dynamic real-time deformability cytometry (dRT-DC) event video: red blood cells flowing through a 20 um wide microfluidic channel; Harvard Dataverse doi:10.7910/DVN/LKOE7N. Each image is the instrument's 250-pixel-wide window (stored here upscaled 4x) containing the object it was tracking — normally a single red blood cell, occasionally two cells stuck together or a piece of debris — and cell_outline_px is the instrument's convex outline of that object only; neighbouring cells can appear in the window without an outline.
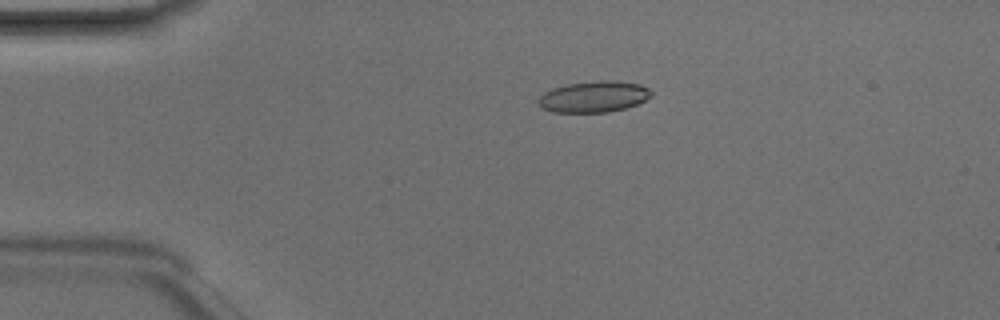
{"species": "Egyptian fruit bat (a non-hibernating species)", "species_latin": "Rousettus aegyptiacus", "temperature_condition": "room temperature", "stored_images_in_passage": 48, "camera_frame_rate_fps": 3000, "um_per_image_px": 0.085, "animal": {"sex": "male"}, "frame": {"image": 1, "passage_image": 10, "time_ms": 3.0, "image_size_px": [1000, 320], "cell_outline_px": [[652, 96], [636, 104], [624, 108], [608, 112], [552, 112], [540, 108], [536, 104], [536, 100], [544, 92], [552, 88], [568, 84], [604, 80], [612, 80], [640, 84], [648, 88], [652, 92]], "centroid_in_image_um": [50.42, 8.22], "position_along_channel_um": 34.6, "area_um2": 20.58}}
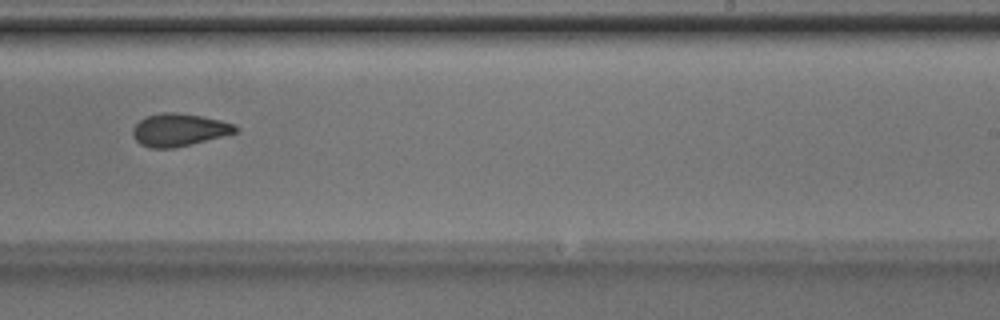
{"frame": {"image": 2, "passage_image": 30, "time_ms": 9.667, "image_size_px": [1000, 320], "cell_outline_px": [[236, 132], [192, 144], [172, 148], [148, 148], [140, 144], [132, 136], [132, 128], [144, 116], [164, 112], [176, 112], [200, 116], [220, 120], [236, 124]], "centroid_in_image_um": [15.16, 11.04], "position_along_channel_um": 273.8, "area_um2": 19.48}}
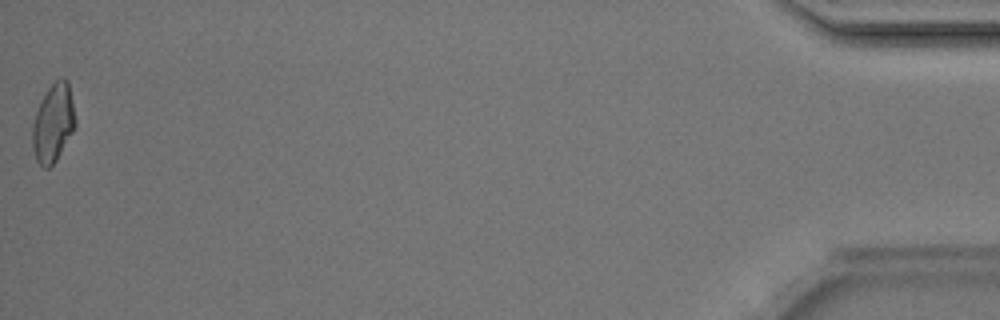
{"frame": {"image": 3, "passage_image": 48, "time_ms": 15.667, "image_size_px": [1000, 320], "cell_outline_px": [[76, 124], [72, 132], [56, 160], [48, 168], [44, 168], [36, 160], [32, 148], [32, 124], [36, 112], [48, 88], [56, 80], [68, 80], [76, 120]], "centroid_in_image_um": [4.51, 10.48], "position_along_channel_um": 430.7, "area_um2": 19.19}, "authors_computed_cell_mechanics": {"area_um2": 19.8254, "velocity_mm_per_s": 4.2201, "shape_relaxation_time_tau1_ms": 5.314, "shape_relaxation_time_tau2_ms": 2.2276, "deformation_change_tau1": 0.1452, "deformation_change_tau2": 0.069}}